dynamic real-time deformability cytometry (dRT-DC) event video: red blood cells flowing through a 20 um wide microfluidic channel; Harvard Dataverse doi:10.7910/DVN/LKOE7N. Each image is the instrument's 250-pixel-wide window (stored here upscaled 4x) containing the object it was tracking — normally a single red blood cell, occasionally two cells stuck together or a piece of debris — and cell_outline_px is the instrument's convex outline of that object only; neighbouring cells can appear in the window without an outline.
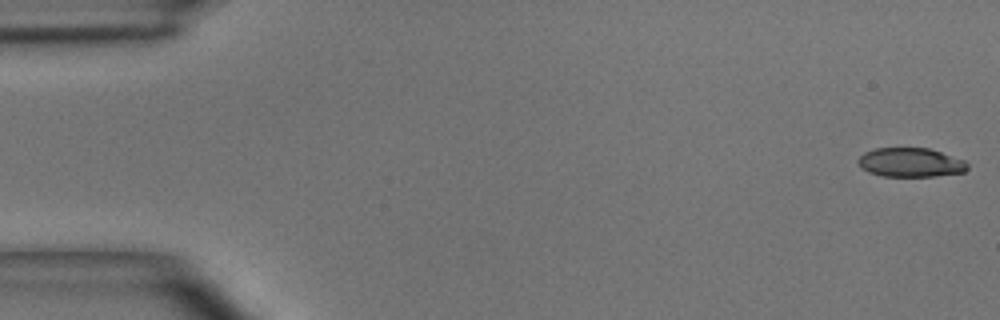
{"species": "common noctule bat (a hibernating species)", "species_latin": "Nyctalus noctula", "temperature_condition": "room temperature", "stored_images_in_passage": 50, "camera_frame_rate_fps": 3000, "um_per_image_px": 0.085, "animal": {"sex": "male", "body_mass_g": 15.6}, "frame": {"image": 1, "passage_image": 1, "time_ms": 0.0, "image_size_px": [1000, 320], "cell_outline_px": [[968, 168], [964, 172], [936, 176], [880, 176], [868, 172], [856, 160], [864, 152], [876, 148], [928, 148], [964, 160], [968, 164]], "centroid_in_image_um": [77.39, 13.81], "position_along_channel_um": 7.6, "area_um2": 18.44}}
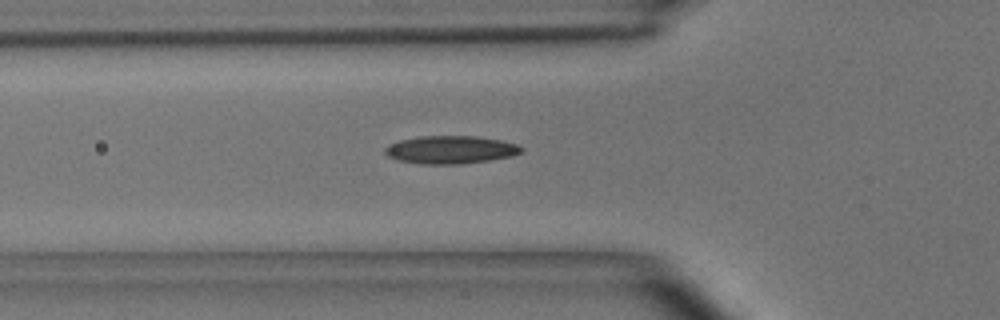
{"frame": {"image": 2, "passage_image": 17, "time_ms": 5.333, "image_size_px": [1000, 320], "cell_outline_px": [[524, 152], [512, 156], [488, 160], [460, 164], [420, 164], [396, 160], [388, 156], [384, 152], [384, 148], [388, 144], [400, 140], [420, 136], [476, 136], [500, 140], [516, 144], [524, 148]], "centroid_in_image_um": [38.28, 12.73], "position_along_channel_um": 87.5, "area_um2": 22.31}}
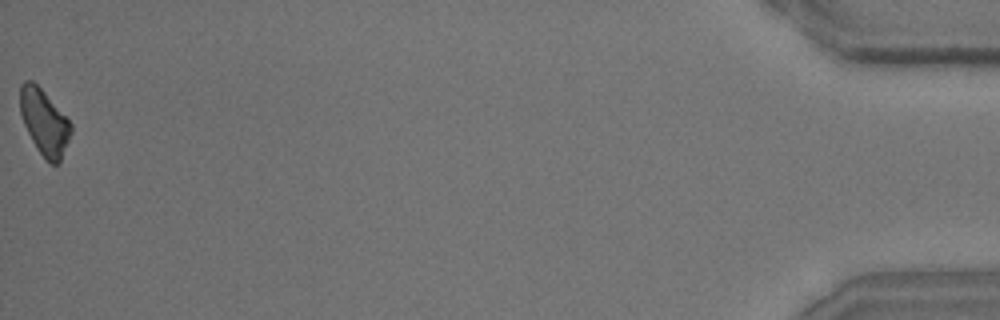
{"frame": {"image": 3, "passage_image": 50, "time_ms": 16.333, "image_size_px": [1000, 320], "cell_outline_px": [[72, 132], [60, 160], [56, 164], [52, 164], [44, 160], [36, 148], [24, 124], [20, 112], [20, 84], [24, 80], [32, 80], [44, 92], [72, 124]], "centroid_in_image_um": [3.75, 10.39], "position_along_channel_um": 431.4, "area_um2": 19.25}, "authors_computed_cell_mechanics": {"area_um2": 20.3456, "velocity_mm_per_s": 3.9973, "shape_relaxation_time_tau1_ms": 3.4582, "shape_relaxation_time_tau2_ms": 9.7957, "deformation_change_tau1": 0.1326, "deformation_change_tau2": 0.223}}